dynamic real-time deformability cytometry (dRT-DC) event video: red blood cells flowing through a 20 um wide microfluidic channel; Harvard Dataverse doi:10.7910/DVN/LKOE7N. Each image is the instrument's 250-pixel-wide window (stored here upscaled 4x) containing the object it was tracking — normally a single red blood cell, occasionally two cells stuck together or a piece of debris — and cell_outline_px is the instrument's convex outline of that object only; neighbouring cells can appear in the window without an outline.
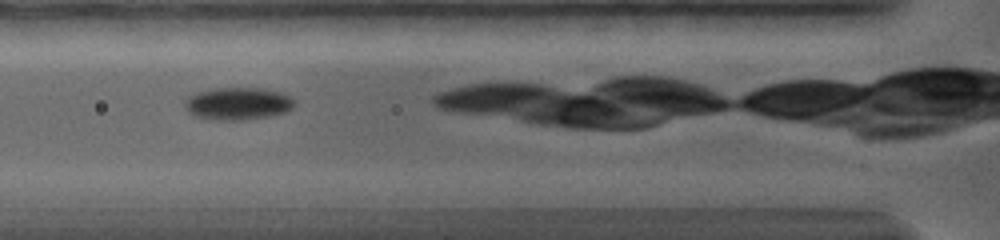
{"species": "common noctule bat (a hibernating species)", "species_latin": "Nyctalus noctula", "temperature_condition": "warm", "stored_images_in_passage": 22, "camera_frame_rate_fps": 5000, "um_per_image_px": 0.085, "animal": {"sex": "female", "body_mass_g": 19.0, "forearm_length_mm": 56.7}, "frame": {"image": 1, "passage_image": 4, "time_ms": 1.4, "image_size_px": [1000, 240], "cell_outline_px": [[292, 108], [284, 112], [268, 116], [244, 120], [208, 120], [192, 116], [188, 112], [188, 100], [192, 96], [200, 92], [220, 88], [256, 88], [276, 92], [292, 100]], "centroid_in_image_um": [20.17, 8.84], "position_along_channel_um": 105.6, "area_um2": 19.88}}